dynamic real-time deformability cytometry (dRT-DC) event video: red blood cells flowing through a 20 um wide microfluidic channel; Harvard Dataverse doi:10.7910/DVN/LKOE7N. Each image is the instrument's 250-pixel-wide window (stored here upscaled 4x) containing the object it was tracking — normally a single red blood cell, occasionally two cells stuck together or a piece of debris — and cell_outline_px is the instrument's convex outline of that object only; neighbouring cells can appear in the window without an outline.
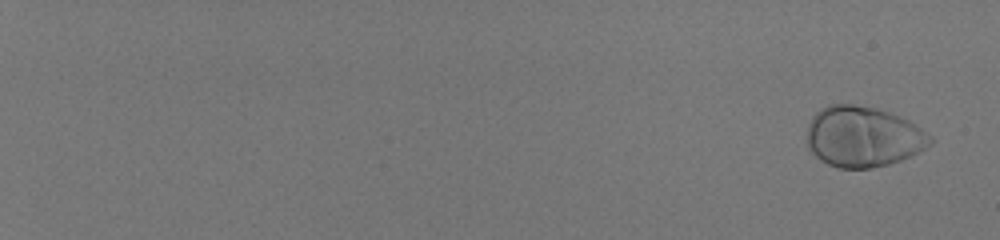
{"species": "human", "species_latin": "Homo sapiens", "temperature_condition": "room temperature", "stored_images_in_passage": 57, "camera_frame_rate_fps": 3000, "um_per_image_px": 0.085, "donor": {"sex": "male"}, "frame": {"image": 1, "passage_image": 2, "time_ms": 0.333, "image_size_px": [1000, 240], "cell_outline_px": [[932, 144], [912, 156], [888, 164], [868, 168], [840, 168], [828, 164], [820, 160], [808, 148], [808, 124], [812, 116], [816, 112], [828, 104], [852, 104], [876, 108], [900, 116], [908, 120], [932, 136]], "centroid_in_image_um": [73.36, 11.62], "position_along_channel_um": 11.6, "area_um2": 43.52}}
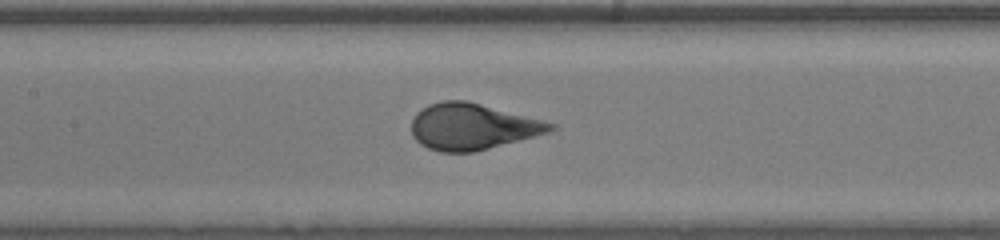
{"frame": {"image": 2, "passage_image": 34, "time_ms": 11.0, "image_size_px": [1000, 240], "cell_outline_px": [[556, 128], [548, 132], [476, 152], [440, 152], [428, 148], [420, 144], [412, 136], [412, 120], [416, 112], [428, 104], [444, 100], [468, 100], [556, 124]], "centroid_in_image_um": [40.11, 10.76], "position_along_channel_um": 167.3, "area_um2": 37.4}}
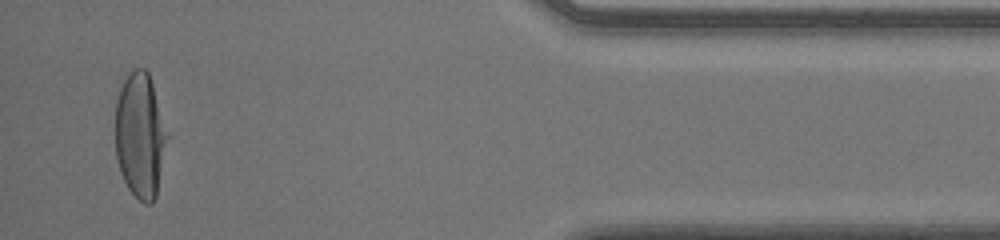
{"frame": {"image": 3, "passage_image": 56, "time_ms": 18.333, "image_size_px": [1000, 240], "cell_outline_px": [[172, 136], [156, 196], [152, 204], [144, 204], [128, 188], [120, 172], [116, 160], [116, 100], [120, 88], [124, 80], [136, 68], [144, 68], [148, 72]], "centroid_in_image_um": [11.99, 11.55], "position_along_channel_um": 423.2, "area_um2": 39.07}, "authors_computed_cell_mechanics": {"area_um2": 38.9572, "velocity_mm_per_s": 4.0328, "shape_relaxation_time_tau1_ms": 3.0906, "shape_relaxation_time_tau2_ms": null, "deformation_change_tau1": 0.1976, "deformation_change_tau2": null}}